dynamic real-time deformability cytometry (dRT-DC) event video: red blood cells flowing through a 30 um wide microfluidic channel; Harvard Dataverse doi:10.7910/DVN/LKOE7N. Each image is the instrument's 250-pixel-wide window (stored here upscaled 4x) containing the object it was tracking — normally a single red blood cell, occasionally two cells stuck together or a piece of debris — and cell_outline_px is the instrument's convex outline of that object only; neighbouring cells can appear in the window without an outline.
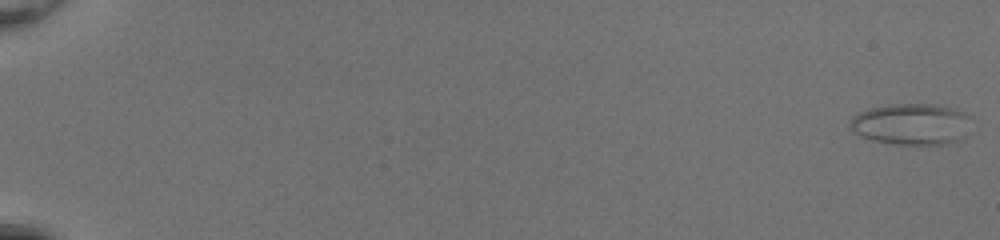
{"species": "common noctule bat (a hibernating species)", "species_latin": "Nyctalus noctula", "temperature_condition": "room temperature", "stored_images_in_passage": 53, "camera_frame_rate_fps": 3000, "um_per_image_px": 0.085, "animal": {"sex": "female", "body_mass_g": 20.0, "forearm_length_mm": 54.0}, "frame": {"image": 1, "passage_image": 1, "time_ms": 0.0, "image_size_px": [1000, 240], "cell_outline_px": [[972, 132], [960, 140], [944, 144], [892, 144], [872, 140], [860, 136], [848, 128], [848, 120], [856, 112], [888, 104], [932, 104], [956, 108], [972, 116]], "centroid_in_image_um": [77.51, 10.55], "position_along_channel_um": 7.5, "area_um2": 30.17}}
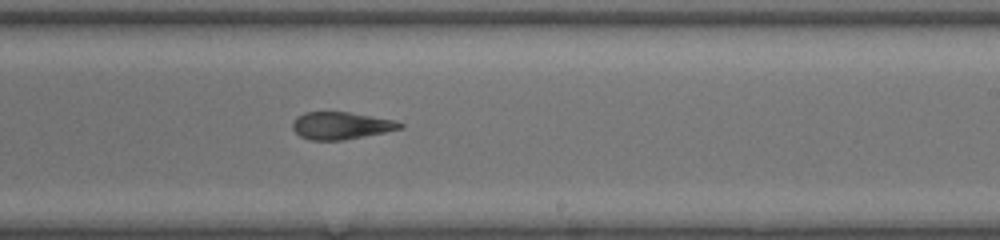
{"frame": {"image": 2, "passage_image": 35, "time_ms": 11.333, "image_size_px": [1000, 240], "cell_outline_px": [[404, 128], [344, 140], [308, 140], [300, 136], [292, 128], [292, 124], [296, 116], [304, 112], [348, 112], [396, 120], [404, 124]], "centroid_in_image_um": [28.98, 10.67], "position_along_channel_um": 260.0, "area_um2": 17.17}}
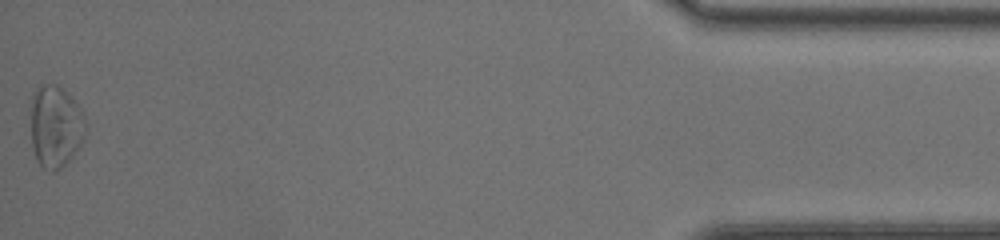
{"frame": {"image": 3, "passage_image": 53, "time_ms": 17.333, "image_size_px": [1000, 240], "cell_outline_px": [[88, 128], [84, 140], [72, 156], [56, 172], [52, 172], [44, 168], [36, 160], [32, 148], [32, 92], [40, 84], [56, 84], [80, 108], [88, 124]], "centroid_in_image_um": [4.73, 10.77], "position_along_channel_um": 430.5, "area_um2": 26.24}, "authors_computed_cell_mechanics": {"area_um2": 19.5942, "velocity_mm_per_s": 4.1327, "shape_relaxation_time_tau1_ms": 8.1054, "shape_relaxation_time_tau2_ms": 1.9377, "deformation_change_tau1": 0.2347, "deformation_change_tau2": 0.1046}}